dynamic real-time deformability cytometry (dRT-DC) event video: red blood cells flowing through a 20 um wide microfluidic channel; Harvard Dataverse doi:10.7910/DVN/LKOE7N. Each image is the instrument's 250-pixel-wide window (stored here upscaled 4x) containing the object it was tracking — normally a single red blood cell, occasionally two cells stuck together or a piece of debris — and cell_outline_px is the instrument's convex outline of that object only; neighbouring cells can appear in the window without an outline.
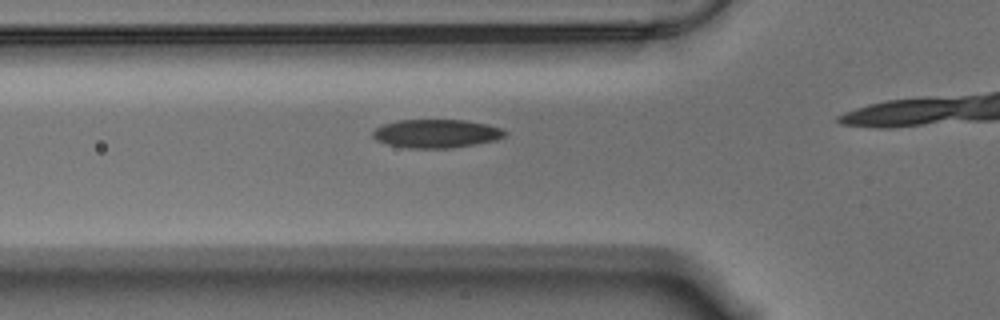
{"species": "Egyptian fruit bat (a non-hibernating species)", "species_latin": "Rousettus aegyptiacus", "temperature_condition": "warm", "stored_images_in_passage": 21, "camera_frame_rate_fps": 3000, "um_per_image_px": 0.085, "animal": {"sex": "male"}, "frame": {"image": 1, "passage_image": 13, "time_ms": 4.0, "image_size_px": [1000, 320], "cell_outline_px": [[508, 132], [504, 136], [496, 140], [476, 144], [452, 148], [404, 148], [388, 144], [376, 140], [372, 136], [372, 132], [376, 128], [384, 124], [400, 120], [464, 120], [488, 124], [500, 128]], "centroid_in_image_um": [37.09, 11.36], "position_along_channel_um": 88.7, "area_um2": 21.96}}
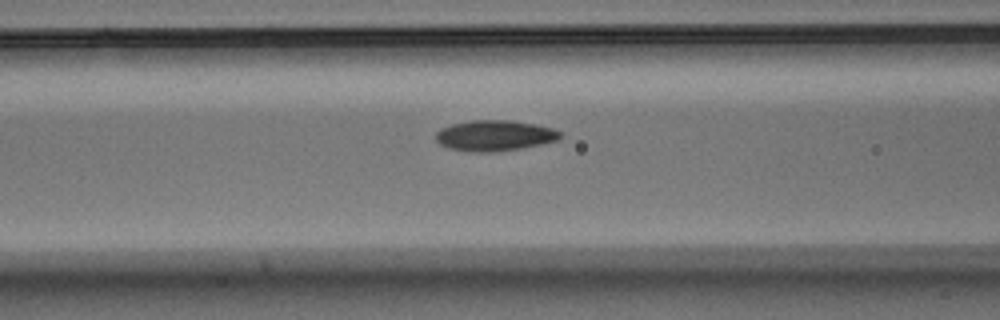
{"frame": {"image": 2, "passage_image": 16, "time_ms": 5.0, "image_size_px": [1000, 320], "cell_outline_px": [[564, 136], [560, 140], [524, 148], [496, 152], [472, 152], [448, 148], [440, 144], [436, 140], [436, 132], [440, 128], [452, 124], [472, 120], [512, 120], [536, 124], [552, 128], [560, 132]], "centroid_in_image_um": [42.08, 11.53], "position_along_channel_um": 124.5, "area_um2": 22.6}}
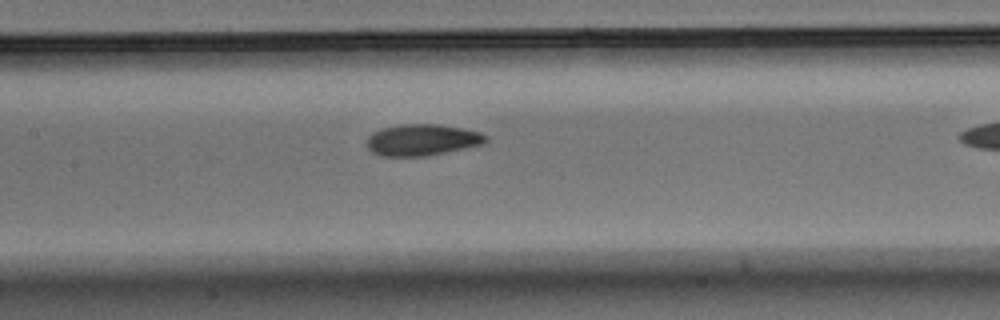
{"frame": {"image": 3, "passage_image": 20, "time_ms": 6.333, "image_size_px": [1000, 320], "cell_outline_px": [[488, 140], [484, 144], [424, 156], [384, 156], [372, 152], [368, 148], [368, 136], [372, 132], [380, 128], [400, 124], [440, 124], [464, 128], [480, 132], [488, 136]], "centroid_in_image_um": [35.9, 11.87], "position_along_channel_um": 171.5, "area_um2": 21.85}}